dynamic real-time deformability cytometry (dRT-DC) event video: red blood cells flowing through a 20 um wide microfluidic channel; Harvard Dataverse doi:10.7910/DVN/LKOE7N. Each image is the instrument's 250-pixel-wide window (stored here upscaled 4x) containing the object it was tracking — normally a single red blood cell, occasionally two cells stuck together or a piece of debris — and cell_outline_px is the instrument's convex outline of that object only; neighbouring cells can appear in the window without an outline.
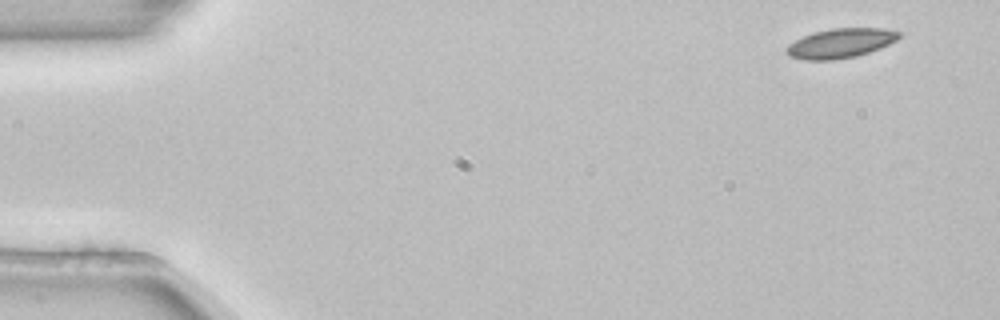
{"species": "common noctule bat (a hibernating species)", "species_latin": "Nyctalus noctula", "temperature_condition": "room temperature", "stored_images_in_passage": 4, "camera_frame_rate_fps": 3000, "um_per_image_px": 0.085, "animal": {"sex": "female", "body_mass_g": 22.7, "forearm_length_mm": 54.2}, "frame": {"image": 1, "passage_image": 1, "time_ms": 0.0, "image_size_px": [1000, 320], "cell_outline_px": [[900, 36], [896, 40], [880, 48], [856, 56], [832, 60], [804, 60], [788, 56], [784, 52], [784, 48], [788, 44], [804, 36], [816, 32], [832, 28], [884, 28], [900, 32]], "centroid_in_image_um": [71.4, 3.68], "position_along_channel_um": 13.6, "area_um2": 19.31}}
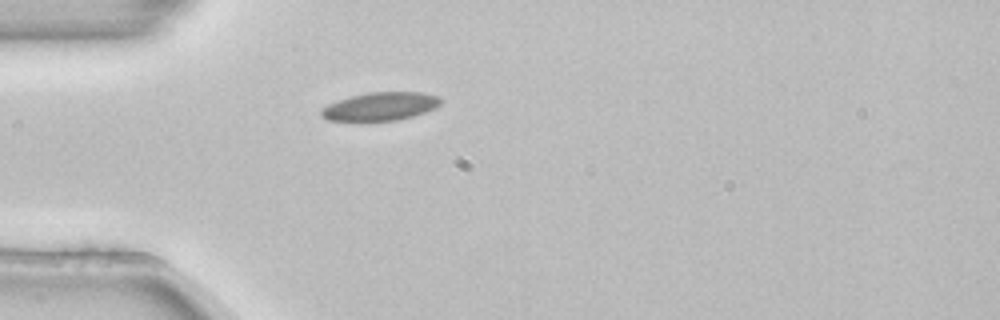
{"frame": {"image": 2, "passage_image": 4, "time_ms": 1.0, "image_size_px": [1000, 320], "cell_outline_px": [[444, 100], [436, 108], [412, 116], [396, 120], [328, 120], [320, 116], [320, 108], [328, 104], [352, 96], [368, 92], [420, 92], [440, 96]], "centroid_in_image_um": [32.36, 9.03], "position_along_channel_um": 52.6, "area_um2": 19.54}}